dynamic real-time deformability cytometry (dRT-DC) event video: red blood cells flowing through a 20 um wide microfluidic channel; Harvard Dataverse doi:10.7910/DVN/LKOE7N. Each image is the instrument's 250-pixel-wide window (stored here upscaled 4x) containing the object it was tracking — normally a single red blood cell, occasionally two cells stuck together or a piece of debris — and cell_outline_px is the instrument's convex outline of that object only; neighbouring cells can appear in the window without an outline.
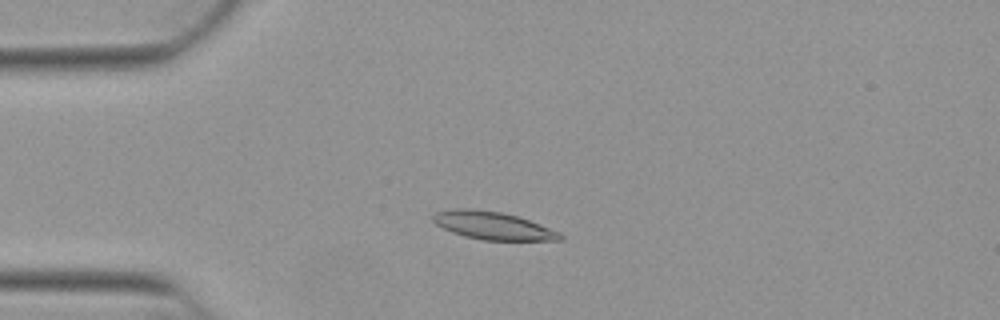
{"species": "Egyptian fruit bat (a non-hibernating species)", "species_latin": "Rousettus aegyptiacus", "temperature_condition": "warm", "stored_images_in_passage": 51, "camera_frame_rate_fps": 3000, "um_per_image_px": 0.085, "animal": {"sex": "female"}, "frame": {"image": 1, "passage_image": 12, "time_ms": 3.667, "image_size_px": [1000, 320], "cell_outline_px": [[564, 240], [484, 240], [464, 236], [452, 232], [436, 224], [432, 220], [432, 216], [436, 212], [456, 208], [464, 208], [500, 212], [516, 216], [528, 220], [560, 232], [564, 236]], "centroid_in_image_um": [41.89, 19.18], "position_along_channel_um": 43.1, "area_um2": 20.35}}
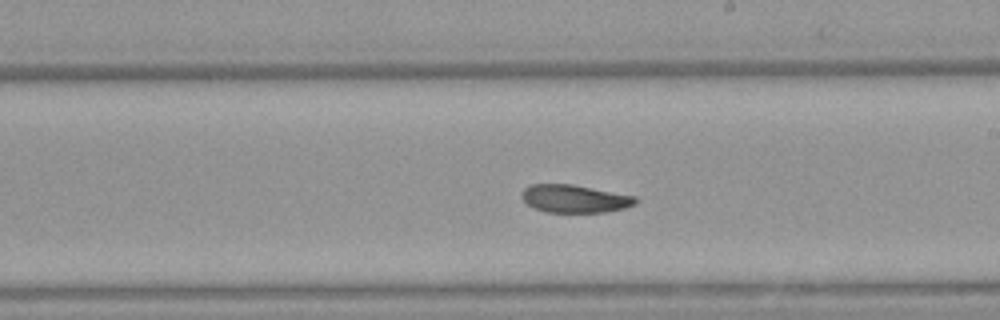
{"frame": {"image": 2, "passage_image": 29, "time_ms": 9.333, "image_size_px": [1000, 320], "cell_outline_px": [[636, 204], [624, 208], [608, 212], [544, 212], [532, 208], [520, 196], [520, 192], [524, 188], [532, 184], [572, 184], [636, 196]], "centroid_in_image_um": [48.81, 16.89], "position_along_channel_um": 240.2, "area_um2": 18.61}}
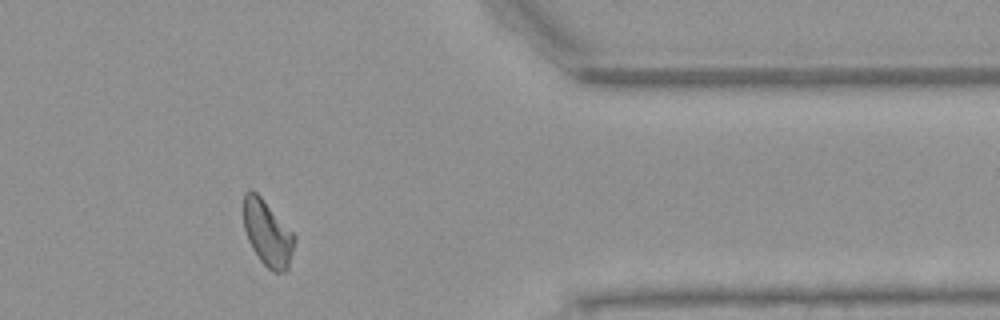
{"frame": {"image": 3, "passage_image": 42, "time_ms": 13.667, "image_size_px": [1000, 320], "cell_outline_px": [[296, 240], [288, 268], [284, 272], [272, 272], [260, 260], [252, 248], [248, 240], [244, 228], [244, 192], [248, 188], [252, 188], [260, 196], [296, 236]], "centroid_in_image_um": [22.73, 19.82], "position_along_channel_um": 388.7, "area_um2": 19.42}, "authors_computed_cell_mechanics": {"area_um2": 19.7098, "velocity_mm_per_s": 3.8992, "shape_relaxation_time_tau1_ms": 9.7426, "shape_relaxation_time_tau2_ms": 4.4978, "deformation_change_tau1": 0.2076, "deformation_change_tau2": 0.1019}}